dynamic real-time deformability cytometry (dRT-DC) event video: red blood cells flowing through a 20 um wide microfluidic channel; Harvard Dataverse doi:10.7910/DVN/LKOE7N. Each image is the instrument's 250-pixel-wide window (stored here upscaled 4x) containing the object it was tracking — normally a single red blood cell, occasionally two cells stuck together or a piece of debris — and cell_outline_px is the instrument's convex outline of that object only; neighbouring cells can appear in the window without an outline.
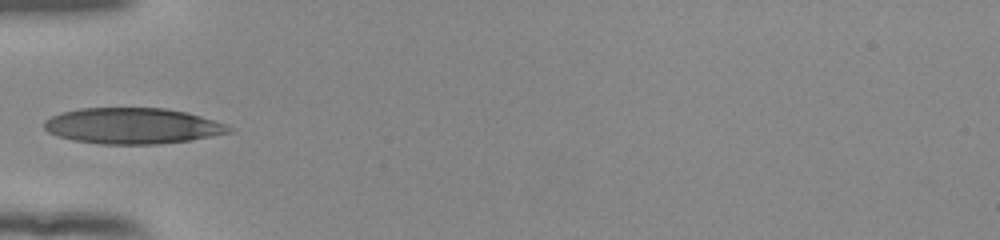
{"species": "human", "species_latin": "Homo sapiens", "temperature_condition": "room temperature", "stored_images_in_passage": 28, "camera_frame_rate_fps": 3000, "um_per_image_px": 0.085, "donor": {"sex": "female"}, "frame": {"image": 1, "passage_image": 1, "time_ms": 0.0, "image_size_px": [1000, 240], "cell_outline_px": [[236, 128], [232, 132], [212, 136], [188, 140], [160, 144], [100, 144], [72, 140], [48, 132], [44, 128], [44, 120], [52, 116], [64, 112], [80, 108], [164, 108], [188, 112], [228, 124]], "centroid_in_image_um": [11.32, 10.7], "position_along_channel_um": 73.7, "area_um2": 38.84}}
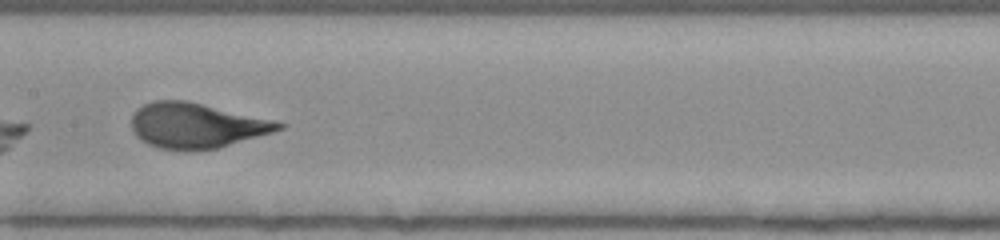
{"frame": {"image": 2, "passage_image": 10, "time_ms": 3.0, "image_size_px": [1000, 240], "cell_outline_px": [[288, 124], [284, 128], [272, 132], [216, 148], [192, 152], [184, 152], [160, 148], [148, 144], [140, 140], [136, 136], [132, 128], [132, 116], [136, 108], [144, 104], [156, 100], [188, 100], [272, 120]], "centroid_in_image_um": [16.65, 10.68], "position_along_channel_um": 190.8, "area_um2": 38.84}}
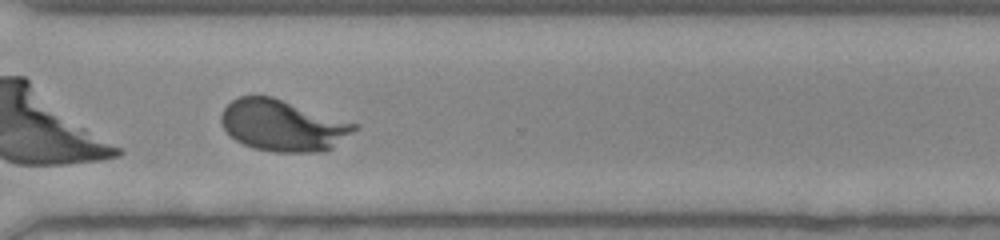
{"frame": {"image": 3, "passage_image": 22, "time_ms": 7.0, "image_size_px": [1000, 240], "cell_outline_px": [[360, 128], [332, 148], [320, 152], [272, 152], [252, 148], [236, 140], [220, 124], [220, 116], [224, 108], [232, 100], [240, 96], [272, 96], [360, 124]], "centroid_in_image_um": [24.08, 10.66], "position_along_channel_um": 346.5, "area_um2": 40.17}, "authors_computed_cell_mechanics": {"area_um2": 38.8416, "velocity_mm_per_s": 3.8953, "shape_relaxation_time_tau1_ms": 2.9039, "shape_relaxation_time_tau2_ms": null, "deformation_change_tau1": 0.1653, "deformation_change_tau2": null}}